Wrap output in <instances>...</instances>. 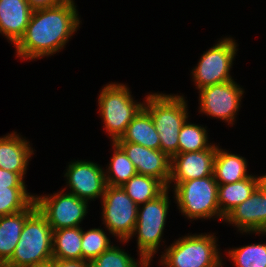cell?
Instances as JSON below:
<instances>
[{
    "label": "cell",
    "instance_id": "5",
    "mask_svg": "<svg viewBox=\"0 0 266 267\" xmlns=\"http://www.w3.org/2000/svg\"><path fill=\"white\" fill-rule=\"evenodd\" d=\"M130 93L127 85L121 83L107 84L100 92L99 112L112 142L125 134L129 123L144 107V103L134 101Z\"/></svg>",
    "mask_w": 266,
    "mask_h": 267
},
{
    "label": "cell",
    "instance_id": "27",
    "mask_svg": "<svg viewBox=\"0 0 266 267\" xmlns=\"http://www.w3.org/2000/svg\"><path fill=\"white\" fill-rule=\"evenodd\" d=\"M228 256L236 267H266V243L233 248Z\"/></svg>",
    "mask_w": 266,
    "mask_h": 267
},
{
    "label": "cell",
    "instance_id": "31",
    "mask_svg": "<svg viewBox=\"0 0 266 267\" xmlns=\"http://www.w3.org/2000/svg\"><path fill=\"white\" fill-rule=\"evenodd\" d=\"M49 265L50 267H90V264L85 260L53 259Z\"/></svg>",
    "mask_w": 266,
    "mask_h": 267
},
{
    "label": "cell",
    "instance_id": "16",
    "mask_svg": "<svg viewBox=\"0 0 266 267\" xmlns=\"http://www.w3.org/2000/svg\"><path fill=\"white\" fill-rule=\"evenodd\" d=\"M32 12L27 0H0V33L12 45L24 35Z\"/></svg>",
    "mask_w": 266,
    "mask_h": 267
},
{
    "label": "cell",
    "instance_id": "15",
    "mask_svg": "<svg viewBox=\"0 0 266 267\" xmlns=\"http://www.w3.org/2000/svg\"><path fill=\"white\" fill-rule=\"evenodd\" d=\"M116 143L132 161L137 174L155 177L168 187L171 158L164 152L127 141Z\"/></svg>",
    "mask_w": 266,
    "mask_h": 267
},
{
    "label": "cell",
    "instance_id": "34",
    "mask_svg": "<svg viewBox=\"0 0 266 267\" xmlns=\"http://www.w3.org/2000/svg\"><path fill=\"white\" fill-rule=\"evenodd\" d=\"M149 265H150V262H148L145 266H143V267H149Z\"/></svg>",
    "mask_w": 266,
    "mask_h": 267
},
{
    "label": "cell",
    "instance_id": "25",
    "mask_svg": "<svg viewBox=\"0 0 266 267\" xmlns=\"http://www.w3.org/2000/svg\"><path fill=\"white\" fill-rule=\"evenodd\" d=\"M34 200L26 187L0 186V216L25 210Z\"/></svg>",
    "mask_w": 266,
    "mask_h": 267
},
{
    "label": "cell",
    "instance_id": "13",
    "mask_svg": "<svg viewBox=\"0 0 266 267\" xmlns=\"http://www.w3.org/2000/svg\"><path fill=\"white\" fill-rule=\"evenodd\" d=\"M217 145L209 149L195 152L178 153L171 158L169 188L171 183L176 187L179 183L193 179L213 176L214 160Z\"/></svg>",
    "mask_w": 266,
    "mask_h": 267
},
{
    "label": "cell",
    "instance_id": "12",
    "mask_svg": "<svg viewBox=\"0 0 266 267\" xmlns=\"http://www.w3.org/2000/svg\"><path fill=\"white\" fill-rule=\"evenodd\" d=\"M103 170L100 165L91 161L71 162L64 174L70 188L69 193L87 202L98 197L102 199L107 186Z\"/></svg>",
    "mask_w": 266,
    "mask_h": 267
},
{
    "label": "cell",
    "instance_id": "24",
    "mask_svg": "<svg viewBox=\"0 0 266 267\" xmlns=\"http://www.w3.org/2000/svg\"><path fill=\"white\" fill-rule=\"evenodd\" d=\"M114 154L105 173L106 184L110 186H122L130 178L137 174L132 161L127 157L124 150L113 142Z\"/></svg>",
    "mask_w": 266,
    "mask_h": 267
},
{
    "label": "cell",
    "instance_id": "33",
    "mask_svg": "<svg viewBox=\"0 0 266 267\" xmlns=\"http://www.w3.org/2000/svg\"><path fill=\"white\" fill-rule=\"evenodd\" d=\"M259 186L266 192V175L259 176Z\"/></svg>",
    "mask_w": 266,
    "mask_h": 267
},
{
    "label": "cell",
    "instance_id": "7",
    "mask_svg": "<svg viewBox=\"0 0 266 267\" xmlns=\"http://www.w3.org/2000/svg\"><path fill=\"white\" fill-rule=\"evenodd\" d=\"M168 190L166 188L155 199L138 206L137 221L132 236L137 234L139 256L147 262L152 261L154 253H157L156 250L160 246L169 212Z\"/></svg>",
    "mask_w": 266,
    "mask_h": 267
},
{
    "label": "cell",
    "instance_id": "2",
    "mask_svg": "<svg viewBox=\"0 0 266 267\" xmlns=\"http://www.w3.org/2000/svg\"><path fill=\"white\" fill-rule=\"evenodd\" d=\"M144 109L150 114L160 138V150L169 158L178 154V137L188 120L187 101L183 96L171 94H148Z\"/></svg>",
    "mask_w": 266,
    "mask_h": 267
},
{
    "label": "cell",
    "instance_id": "18",
    "mask_svg": "<svg viewBox=\"0 0 266 267\" xmlns=\"http://www.w3.org/2000/svg\"><path fill=\"white\" fill-rule=\"evenodd\" d=\"M37 209L35 200L20 212L0 216V265L4 266L13 256L20 240L26 219Z\"/></svg>",
    "mask_w": 266,
    "mask_h": 267
},
{
    "label": "cell",
    "instance_id": "6",
    "mask_svg": "<svg viewBox=\"0 0 266 267\" xmlns=\"http://www.w3.org/2000/svg\"><path fill=\"white\" fill-rule=\"evenodd\" d=\"M173 189L179 211L188 219H210L215 216L224 221L218 205V183L214 176L184 181Z\"/></svg>",
    "mask_w": 266,
    "mask_h": 267
},
{
    "label": "cell",
    "instance_id": "28",
    "mask_svg": "<svg viewBox=\"0 0 266 267\" xmlns=\"http://www.w3.org/2000/svg\"><path fill=\"white\" fill-rule=\"evenodd\" d=\"M138 262L125 250L111 245L89 264L90 267H143L148 263L144 258H140Z\"/></svg>",
    "mask_w": 266,
    "mask_h": 267
},
{
    "label": "cell",
    "instance_id": "20",
    "mask_svg": "<svg viewBox=\"0 0 266 267\" xmlns=\"http://www.w3.org/2000/svg\"><path fill=\"white\" fill-rule=\"evenodd\" d=\"M117 141H127L149 149L160 150V138L150 114L142 108L127 126L125 134Z\"/></svg>",
    "mask_w": 266,
    "mask_h": 267
},
{
    "label": "cell",
    "instance_id": "11",
    "mask_svg": "<svg viewBox=\"0 0 266 267\" xmlns=\"http://www.w3.org/2000/svg\"><path fill=\"white\" fill-rule=\"evenodd\" d=\"M199 93V112L234 124L244 93L234 80L203 87Z\"/></svg>",
    "mask_w": 266,
    "mask_h": 267
},
{
    "label": "cell",
    "instance_id": "29",
    "mask_svg": "<svg viewBox=\"0 0 266 267\" xmlns=\"http://www.w3.org/2000/svg\"><path fill=\"white\" fill-rule=\"evenodd\" d=\"M105 233L104 230L99 228H92L88 231L82 230V260L90 263L112 245Z\"/></svg>",
    "mask_w": 266,
    "mask_h": 267
},
{
    "label": "cell",
    "instance_id": "9",
    "mask_svg": "<svg viewBox=\"0 0 266 267\" xmlns=\"http://www.w3.org/2000/svg\"><path fill=\"white\" fill-rule=\"evenodd\" d=\"M236 44L232 38H224L203 53L198 65L191 72L198 90L234 80L230 70L238 50Z\"/></svg>",
    "mask_w": 266,
    "mask_h": 267
},
{
    "label": "cell",
    "instance_id": "3",
    "mask_svg": "<svg viewBox=\"0 0 266 267\" xmlns=\"http://www.w3.org/2000/svg\"><path fill=\"white\" fill-rule=\"evenodd\" d=\"M53 230L38 208L26 219L13 256L3 267L48 265L52 255Z\"/></svg>",
    "mask_w": 266,
    "mask_h": 267
},
{
    "label": "cell",
    "instance_id": "35",
    "mask_svg": "<svg viewBox=\"0 0 266 267\" xmlns=\"http://www.w3.org/2000/svg\"><path fill=\"white\" fill-rule=\"evenodd\" d=\"M39 267H50V265L48 264V265H45V266H39Z\"/></svg>",
    "mask_w": 266,
    "mask_h": 267
},
{
    "label": "cell",
    "instance_id": "22",
    "mask_svg": "<svg viewBox=\"0 0 266 267\" xmlns=\"http://www.w3.org/2000/svg\"><path fill=\"white\" fill-rule=\"evenodd\" d=\"M82 228L69 227L53 230V259L82 260Z\"/></svg>",
    "mask_w": 266,
    "mask_h": 267
},
{
    "label": "cell",
    "instance_id": "8",
    "mask_svg": "<svg viewBox=\"0 0 266 267\" xmlns=\"http://www.w3.org/2000/svg\"><path fill=\"white\" fill-rule=\"evenodd\" d=\"M102 220L109 233L120 242H128L133 235L138 205L126 194L121 186L107 185L102 197Z\"/></svg>",
    "mask_w": 266,
    "mask_h": 267
},
{
    "label": "cell",
    "instance_id": "10",
    "mask_svg": "<svg viewBox=\"0 0 266 267\" xmlns=\"http://www.w3.org/2000/svg\"><path fill=\"white\" fill-rule=\"evenodd\" d=\"M61 190L53 195H35L38 210L46 217L52 230L79 227L86 216L88 202Z\"/></svg>",
    "mask_w": 266,
    "mask_h": 267
},
{
    "label": "cell",
    "instance_id": "4",
    "mask_svg": "<svg viewBox=\"0 0 266 267\" xmlns=\"http://www.w3.org/2000/svg\"><path fill=\"white\" fill-rule=\"evenodd\" d=\"M214 234L180 237L161 255L165 267H222V259Z\"/></svg>",
    "mask_w": 266,
    "mask_h": 267
},
{
    "label": "cell",
    "instance_id": "17",
    "mask_svg": "<svg viewBox=\"0 0 266 267\" xmlns=\"http://www.w3.org/2000/svg\"><path fill=\"white\" fill-rule=\"evenodd\" d=\"M30 142L16 132L0 137V168L20 174L23 178L31 155Z\"/></svg>",
    "mask_w": 266,
    "mask_h": 267
},
{
    "label": "cell",
    "instance_id": "23",
    "mask_svg": "<svg viewBox=\"0 0 266 267\" xmlns=\"http://www.w3.org/2000/svg\"><path fill=\"white\" fill-rule=\"evenodd\" d=\"M121 187L138 206L155 199L167 188L155 177L140 174L130 178Z\"/></svg>",
    "mask_w": 266,
    "mask_h": 267
},
{
    "label": "cell",
    "instance_id": "1",
    "mask_svg": "<svg viewBox=\"0 0 266 267\" xmlns=\"http://www.w3.org/2000/svg\"><path fill=\"white\" fill-rule=\"evenodd\" d=\"M74 4L70 0L51 8L33 10L24 35L14 45L17 57L38 59L63 49L81 22Z\"/></svg>",
    "mask_w": 266,
    "mask_h": 267
},
{
    "label": "cell",
    "instance_id": "19",
    "mask_svg": "<svg viewBox=\"0 0 266 267\" xmlns=\"http://www.w3.org/2000/svg\"><path fill=\"white\" fill-rule=\"evenodd\" d=\"M213 176L218 184H229L242 181L251 175L247 174V161L244 157L228 153L217 146Z\"/></svg>",
    "mask_w": 266,
    "mask_h": 267
},
{
    "label": "cell",
    "instance_id": "26",
    "mask_svg": "<svg viewBox=\"0 0 266 267\" xmlns=\"http://www.w3.org/2000/svg\"><path fill=\"white\" fill-rule=\"evenodd\" d=\"M183 124L178 137V153L203 151L213 143H208L207 130L202 126L188 123Z\"/></svg>",
    "mask_w": 266,
    "mask_h": 267
},
{
    "label": "cell",
    "instance_id": "21",
    "mask_svg": "<svg viewBox=\"0 0 266 267\" xmlns=\"http://www.w3.org/2000/svg\"><path fill=\"white\" fill-rule=\"evenodd\" d=\"M259 187V177L248 178L229 184H218V205L225 217L232 209L243 203Z\"/></svg>",
    "mask_w": 266,
    "mask_h": 267
},
{
    "label": "cell",
    "instance_id": "14",
    "mask_svg": "<svg viewBox=\"0 0 266 267\" xmlns=\"http://www.w3.org/2000/svg\"><path fill=\"white\" fill-rule=\"evenodd\" d=\"M241 233L266 235V192L259 186L243 203L232 209L224 218Z\"/></svg>",
    "mask_w": 266,
    "mask_h": 267
},
{
    "label": "cell",
    "instance_id": "30",
    "mask_svg": "<svg viewBox=\"0 0 266 267\" xmlns=\"http://www.w3.org/2000/svg\"><path fill=\"white\" fill-rule=\"evenodd\" d=\"M0 186L26 187L24 178L20 174L2 168H0Z\"/></svg>",
    "mask_w": 266,
    "mask_h": 267
},
{
    "label": "cell",
    "instance_id": "32",
    "mask_svg": "<svg viewBox=\"0 0 266 267\" xmlns=\"http://www.w3.org/2000/svg\"><path fill=\"white\" fill-rule=\"evenodd\" d=\"M70 0H27L32 10L51 8Z\"/></svg>",
    "mask_w": 266,
    "mask_h": 267
}]
</instances>
